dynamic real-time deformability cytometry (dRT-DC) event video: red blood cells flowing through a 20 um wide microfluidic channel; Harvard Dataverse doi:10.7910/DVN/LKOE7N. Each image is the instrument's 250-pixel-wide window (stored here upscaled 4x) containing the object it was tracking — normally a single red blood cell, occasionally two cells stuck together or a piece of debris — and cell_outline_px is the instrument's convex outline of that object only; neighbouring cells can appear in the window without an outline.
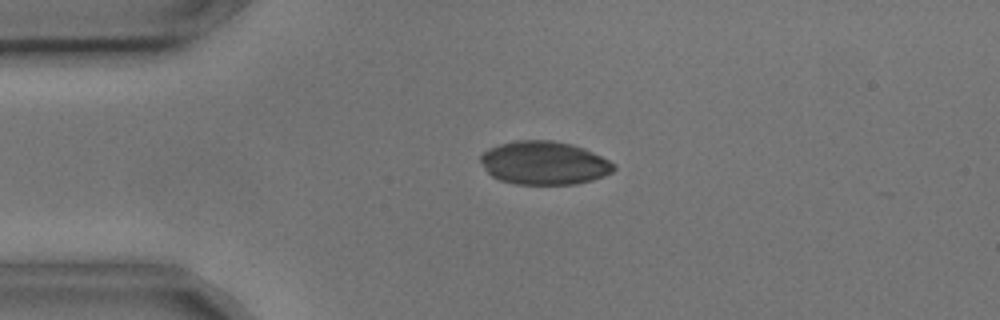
{"species": "common noctule bat (a hibernating species)", "species_latin": "Nyctalus noctula", "temperature_condition": "cold", "stored_images_in_passage": 5, "camera_frame_rate_fps": 3000, "um_per_image_px": 0.085, "animal": {"sex": "male", "body_mass_g": 17.9, "forearm_length_mm": 54.2}, "frame": {"image": 1, "passage_image": 4, "time_ms": 1.0, "image_size_px": [1000, 320], "cell_outline_px": [[616, 168], [612, 172], [604, 176], [592, 180], [576, 184], [516, 184], [500, 180], [492, 176], [484, 168], [480, 160], [480, 156], [488, 148], [500, 144], [516, 140], [552, 140], [572, 144], [584, 148], [616, 164]], "centroid_in_image_um": [46.25, 13.85], "position_along_channel_um": 38.7, "area_um2": 33.7}}